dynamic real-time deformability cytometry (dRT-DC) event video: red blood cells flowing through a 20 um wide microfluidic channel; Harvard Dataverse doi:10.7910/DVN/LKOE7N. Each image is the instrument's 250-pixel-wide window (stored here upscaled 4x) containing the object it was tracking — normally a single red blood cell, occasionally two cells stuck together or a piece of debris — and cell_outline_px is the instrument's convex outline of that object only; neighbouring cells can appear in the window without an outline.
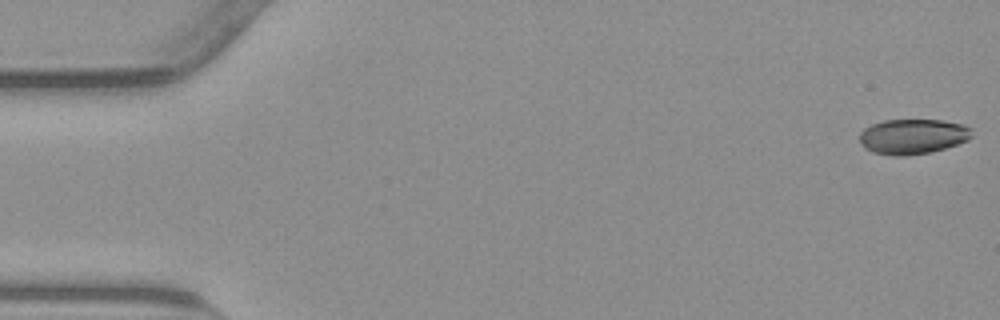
{"species": "common noctule bat (a hibernating species)", "species_latin": "Nyctalus noctula", "temperature_condition": "warm", "stored_images_in_passage": 9, "camera_frame_rate_fps": 3000, "um_per_image_px": 0.085, "animal": {"sex": "male", "body_mass_g": 23.1, "forearm_length_mm": 52.7}, "frame": {"image": 1, "passage_image": 1, "time_ms": 0.0, "image_size_px": [1000, 320], "cell_outline_px": [[972, 136], [968, 140], [932, 152], [904, 156], [892, 156], [872, 152], [864, 148], [860, 140], [860, 132], [864, 128], [872, 124], [884, 120], [944, 120], [964, 124], [972, 128]], "centroid_in_image_um": [77.59, 11.6], "position_along_channel_um": 7.4, "area_um2": 23.18}}